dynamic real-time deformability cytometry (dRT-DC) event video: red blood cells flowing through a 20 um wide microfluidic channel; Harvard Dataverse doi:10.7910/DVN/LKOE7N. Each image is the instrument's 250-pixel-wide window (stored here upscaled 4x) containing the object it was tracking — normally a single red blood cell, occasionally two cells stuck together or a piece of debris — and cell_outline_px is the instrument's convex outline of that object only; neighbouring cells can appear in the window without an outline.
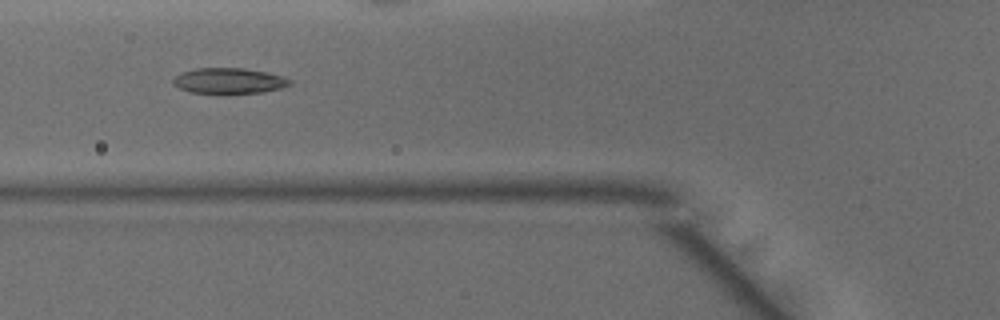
{"species": "common noctule bat (a hibernating species)", "species_latin": "Nyctalus noctula", "temperature_condition": "warm", "stored_images_in_passage": 48, "camera_frame_rate_fps": 3000, "um_per_image_px": 0.085, "animal": {"sex": "male", "body_mass_g": 15.6}, "frame": {"image": 1, "passage_image": 18, "time_ms": 5.667, "image_size_px": [1000, 320], "cell_outline_px": [[292, 84], [280, 88], [264, 92], [224, 96], [192, 92], [180, 88], [172, 84], [172, 80], [180, 72], [196, 68], [244, 68], [268, 72], [292, 80]], "centroid_in_image_um": [19.45, 6.9], "position_along_channel_um": 106.4, "area_um2": 18.15}}
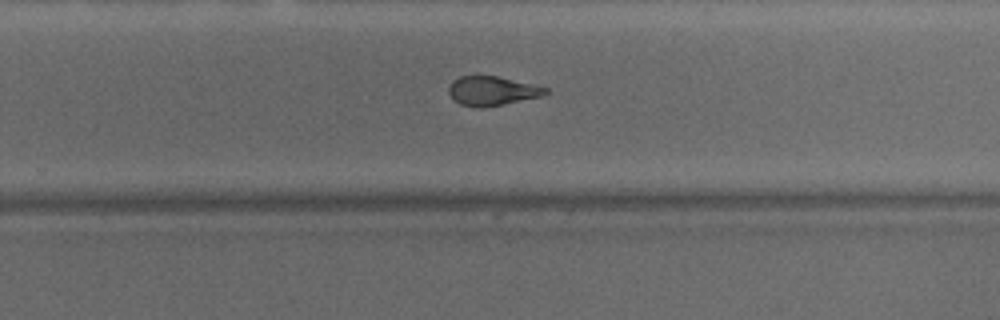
{"frame": {"image": 2, "passage_image": 31, "time_ms": 10.0, "image_size_px": [1000, 320], "cell_outline_px": [[548, 96], [484, 108], [480, 108], [460, 104], [452, 100], [448, 92], [448, 88], [452, 80], [460, 76], [496, 76], [548, 88]], "centroid_in_image_um": [41.84, 7.75], "position_along_channel_um": 288.0, "area_um2": 16.76}}
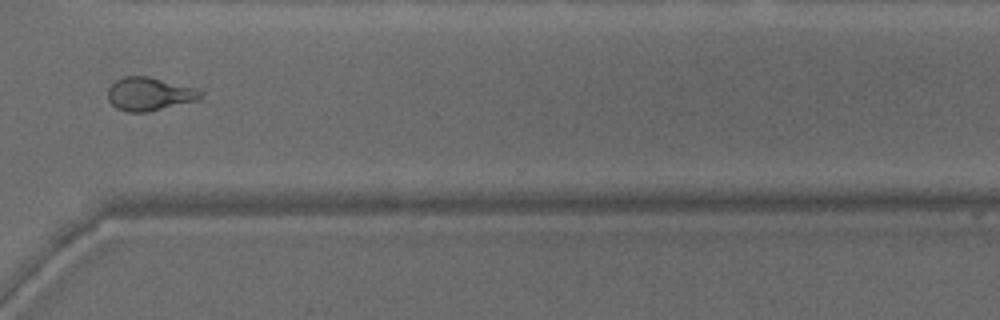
{"frame": {"image": 3, "passage_image": 36, "time_ms": 11.667, "image_size_px": [1000, 320], "cell_outline_px": [[204, 92], [196, 100], [148, 112], [128, 112], [116, 108], [108, 100], [108, 88], [116, 80], [124, 76], [148, 76], [192, 88]], "centroid_in_image_um": [12.63, 7.99], "position_along_channel_um": 358.0, "area_um2": 17.63}, "authors_computed_cell_mechanics": {"area_um2": 18.5538, "velocity_mm_per_s": 4.1865, "shape_relaxation_time_tau1_ms": null, "shape_relaxation_time_tau2_ms": 2.114, "deformation_change_tau1": null, "deformation_change_tau2": 0.1031}}